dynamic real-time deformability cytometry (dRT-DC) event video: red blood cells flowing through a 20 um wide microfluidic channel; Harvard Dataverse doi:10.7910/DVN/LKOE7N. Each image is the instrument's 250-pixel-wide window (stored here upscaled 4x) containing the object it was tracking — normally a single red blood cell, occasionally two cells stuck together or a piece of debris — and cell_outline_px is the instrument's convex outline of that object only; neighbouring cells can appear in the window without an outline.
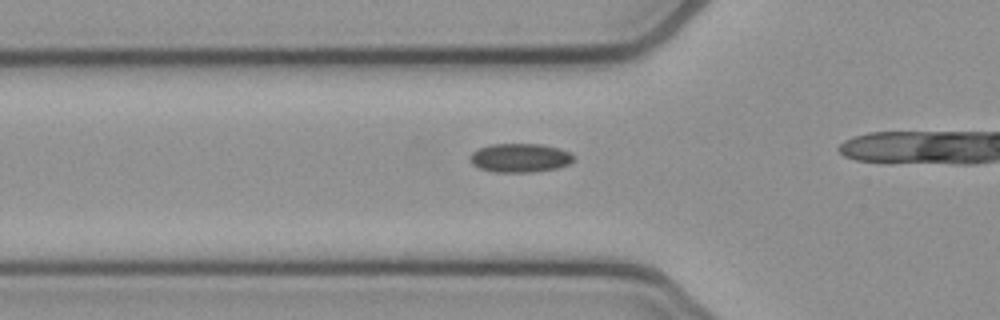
{"species": "common noctule bat (a hibernating species)", "species_latin": "Nyctalus noctula", "temperature_condition": "cold", "stored_images_in_passage": 12, "camera_frame_rate_fps": 3000, "um_per_image_px": 0.085, "animal": {"sex": "female", "body_mass_g": 21.9}, "frame": {"image": 1, "passage_image": 7, "time_ms": 2.0, "image_size_px": [1000, 320], "cell_outline_px": [[576, 156], [568, 164], [556, 168], [536, 172], [492, 172], [480, 168], [472, 164], [468, 160], [468, 156], [472, 152], [480, 148], [492, 144], [540, 144], [560, 148], [572, 152]], "centroid_in_image_um": [44.2, 13.42], "position_along_channel_um": 81.6, "area_um2": 17.63}}
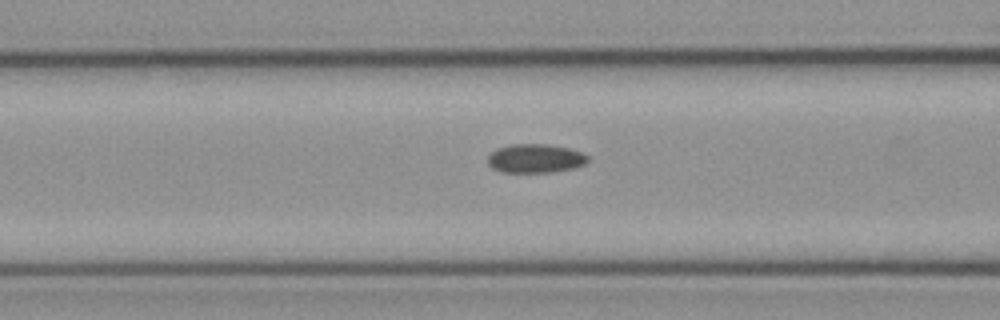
{"frame": {"image": 2, "passage_image": 10, "time_ms": 3.0, "image_size_px": [1000, 320], "cell_outline_px": [[588, 160], [584, 164], [576, 168], [548, 172], [500, 172], [492, 168], [488, 164], [488, 156], [496, 148], [512, 144], [548, 144], [568, 148], [580, 152], [588, 156]], "centroid_in_image_um": [45.48, 13.47], "position_along_channel_um": 121.1, "area_um2": 16.82}}